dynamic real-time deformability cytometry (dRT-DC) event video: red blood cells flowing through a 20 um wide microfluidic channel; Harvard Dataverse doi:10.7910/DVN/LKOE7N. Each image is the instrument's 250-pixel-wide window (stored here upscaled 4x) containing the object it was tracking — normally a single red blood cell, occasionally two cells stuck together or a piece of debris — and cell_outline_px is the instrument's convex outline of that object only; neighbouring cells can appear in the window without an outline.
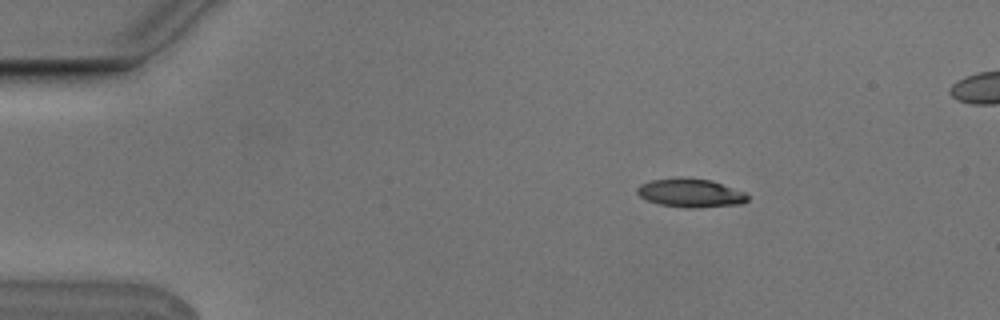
{"species": "Egyptian fruit bat (a non-hibernating species)", "species_latin": "Rousettus aegyptiacus", "temperature_condition": "cold", "stored_images_in_passage": 5, "camera_frame_rate_fps": 3000, "um_per_image_px": 0.085, "animal": {"sex": "male"}, "frame": {"image": 1, "passage_image": 2, "time_ms": 0.333, "image_size_px": [1000, 320], "cell_outline_px": [[748, 200], [744, 204], [696, 208], [688, 208], [660, 204], [648, 200], [640, 196], [636, 192], [636, 188], [640, 184], [652, 180], [676, 176], [680, 176], [712, 180], [744, 192], [748, 196]], "centroid_in_image_um": [58.7, 16.39], "position_along_channel_um": 26.3, "area_um2": 18.67}}